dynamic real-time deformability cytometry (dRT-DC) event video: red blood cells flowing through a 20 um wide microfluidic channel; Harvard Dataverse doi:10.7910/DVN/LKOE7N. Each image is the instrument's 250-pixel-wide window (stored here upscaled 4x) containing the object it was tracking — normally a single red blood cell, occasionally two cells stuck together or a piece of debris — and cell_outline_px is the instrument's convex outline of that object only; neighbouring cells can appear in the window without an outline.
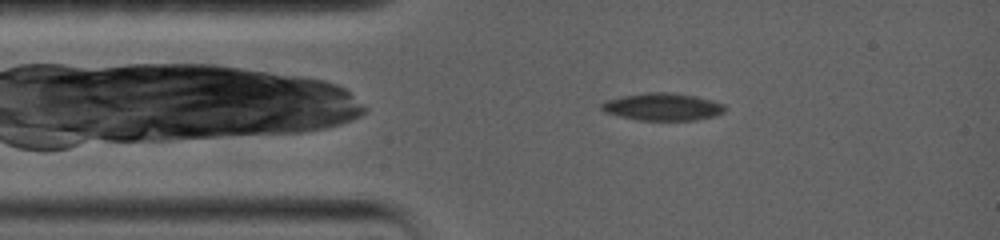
{"species": "common noctule bat (a hibernating species)", "species_latin": "Nyctalus noctula", "temperature_condition": "warm", "stored_images_in_passage": 46, "camera_frame_rate_fps": 5000, "um_per_image_px": 0.085, "animal": {"sex": "female", "body_mass_g": 19.0, "forearm_length_mm": 56.7}, "frame": {"image": 1, "passage_image": 4, "time_ms": 1.6, "image_size_px": [1000, 240], "cell_outline_px": [[724, 112], [716, 116], [696, 120], [636, 120], [604, 112], [600, 108], [600, 104], [604, 100], [620, 96], [644, 92], [672, 92], [696, 96], [712, 100], [724, 104]], "centroid_in_image_um": [56.29, 9.07], "position_along_channel_um": 28.7, "area_um2": 20.0}}
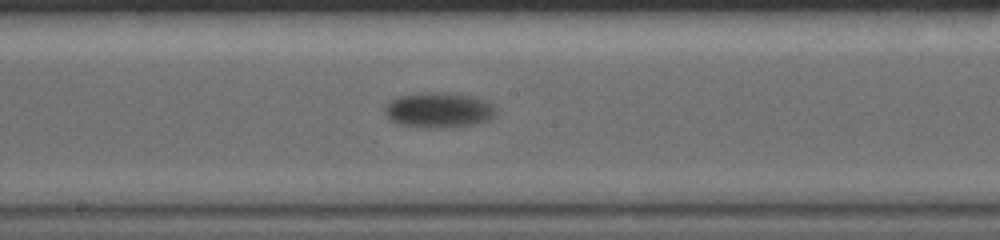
{"frame": {"image": 2, "passage_image": 24, "time_ms": 7.4, "image_size_px": [1000, 240], "cell_outline_px": [[496, 116], [488, 120], [476, 124], [452, 128], [428, 128], [400, 124], [388, 120], [384, 112], [384, 108], [392, 100], [400, 96], [420, 92], [452, 92], [472, 96], [484, 100], [492, 104], [496, 108]], "centroid_in_image_um": [37.32, 9.36], "position_along_channel_um": 210.9, "area_um2": 23.29}}
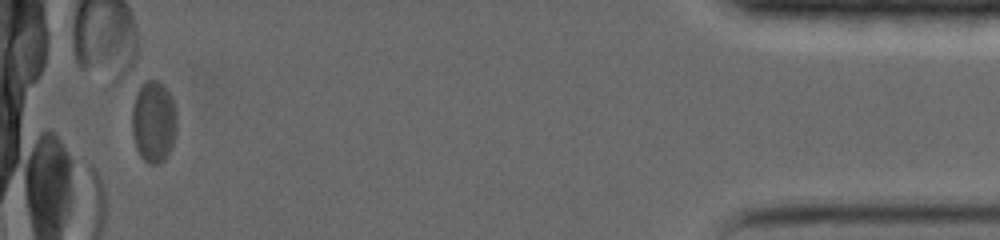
{"frame": {"image": 3, "passage_image": 46, "time_ms": 16.4, "image_size_px": [1000, 240], "cell_outline_px": [[176, 132], [172, 148], [164, 160], [160, 164], [148, 164], [140, 156], [136, 148], [132, 132], [132, 108], [136, 88], [144, 80], [160, 80], [164, 84], [172, 96], [176, 112]], "centroid_in_image_um": [13.05, 10.31], "position_along_channel_um": 422.1, "area_um2": 22.02}}